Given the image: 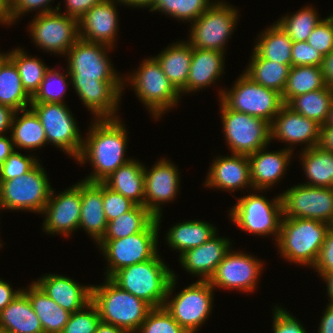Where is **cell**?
Here are the masks:
<instances>
[{"mask_svg":"<svg viewBox=\"0 0 333 333\" xmlns=\"http://www.w3.org/2000/svg\"><path fill=\"white\" fill-rule=\"evenodd\" d=\"M110 49L79 38L66 54L70 84L94 119L120 117L117 111L126 85L108 58Z\"/></svg>","mask_w":333,"mask_h":333,"instance_id":"obj_1","label":"cell"},{"mask_svg":"<svg viewBox=\"0 0 333 333\" xmlns=\"http://www.w3.org/2000/svg\"><path fill=\"white\" fill-rule=\"evenodd\" d=\"M88 129V135L83 140L76 161L80 164L89 161L93 167V171L83 179L84 181L102 182L131 160L125 155L128 133L125 124L119 118L93 119Z\"/></svg>","mask_w":333,"mask_h":333,"instance_id":"obj_2","label":"cell"},{"mask_svg":"<svg viewBox=\"0 0 333 333\" xmlns=\"http://www.w3.org/2000/svg\"><path fill=\"white\" fill-rule=\"evenodd\" d=\"M91 302L96 306L102 322L136 333L152 307L141 298L105 278L102 285H92Z\"/></svg>","mask_w":333,"mask_h":333,"instance_id":"obj_3","label":"cell"},{"mask_svg":"<svg viewBox=\"0 0 333 333\" xmlns=\"http://www.w3.org/2000/svg\"><path fill=\"white\" fill-rule=\"evenodd\" d=\"M172 277V269L168 268L157 253L152 259L118 270L110 279L152 308H160L164 307Z\"/></svg>","mask_w":333,"mask_h":333,"instance_id":"obj_4","label":"cell"},{"mask_svg":"<svg viewBox=\"0 0 333 333\" xmlns=\"http://www.w3.org/2000/svg\"><path fill=\"white\" fill-rule=\"evenodd\" d=\"M328 231L329 224L325 222L282 217L276 246L280 255L290 263L313 269Z\"/></svg>","mask_w":333,"mask_h":333,"instance_id":"obj_5","label":"cell"},{"mask_svg":"<svg viewBox=\"0 0 333 333\" xmlns=\"http://www.w3.org/2000/svg\"><path fill=\"white\" fill-rule=\"evenodd\" d=\"M128 76L124 77L123 83L130 82L129 86H133L136 96L147 107L153 119L161 118L166 111L178 104L182 96L154 57L144 59L137 71Z\"/></svg>","mask_w":333,"mask_h":333,"instance_id":"obj_6","label":"cell"},{"mask_svg":"<svg viewBox=\"0 0 333 333\" xmlns=\"http://www.w3.org/2000/svg\"><path fill=\"white\" fill-rule=\"evenodd\" d=\"M176 283L173 273L164 307L187 332L196 333L211 314L214 288L208 281L197 280L171 299Z\"/></svg>","mask_w":333,"mask_h":333,"instance_id":"obj_7","label":"cell"},{"mask_svg":"<svg viewBox=\"0 0 333 333\" xmlns=\"http://www.w3.org/2000/svg\"><path fill=\"white\" fill-rule=\"evenodd\" d=\"M159 227L155 218L142 232L116 240H99L96 245L108 262L106 278L124 267L152 259L158 253Z\"/></svg>","mask_w":333,"mask_h":333,"instance_id":"obj_8","label":"cell"},{"mask_svg":"<svg viewBox=\"0 0 333 333\" xmlns=\"http://www.w3.org/2000/svg\"><path fill=\"white\" fill-rule=\"evenodd\" d=\"M260 194L250 193L237 198L238 202L229 211L231 222L242 231L255 235L275 237L278 241L282 220L281 197L271 201Z\"/></svg>","mask_w":333,"mask_h":333,"instance_id":"obj_9","label":"cell"},{"mask_svg":"<svg viewBox=\"0 0 333 333\" xmlns=\"http://www.w3.org/2000/svg\"><path fill=\"white\" fill-rule=\"evenodd\" d=\"M230 90H220L219 99L231 110L272 123L284 105L279 92L253 81L244 72Z\"/></svg>","mask_w":333,"mask_h":333,"instance_id":"obj_10","label":"cell"},{"mask_svg":"<svg viewBox=\"0 0 333 333\" xmlns=\"http://www.w3.org/2000/svg\"><path fill=\"white\" fill-rule=\"evenodd\" d=\"M52 187L40 163L21 177L0 183V203L5 210L42 214Z\"/></svg>","mask_w":333,"mask_h":333,"instance_id":"obj_11","label":"cell"},{"mask_svg":"<svg viewBox=\"0 0 333 333\" xmlns=\"http://www.w3.org/2000/svg\"><path fill=\"white\" fill-rule=\"evenodd\" d=\"M219 102L225 141L232 154L249 156L270 144V123L246 113L233 111L221 100Z\"/></svg>","mask_w":333,"mask_h":333,"instance_id":"obj_12","label":"cell"},{"mask_svg":"<svg viewBox=\"0 0 333 333\" xmlns=\"http://www.w3.org/2000/svg\"><path fill=\"white\" fill-rule=\"evenodd\" d=\"M29 108L39 117L47 144L51 143L62 149L61 151L76 160L85 138L82 137L76 118H73L68 106L65 103L31 102Z\"/></svg>","mask_w":333,"mask_h":333,"instance_id":"obj_13","label":"cell"},{"mask_svg":"<svg viewBox=\"0 0 333 333\" xmlns=\"http://www.w3.org/2000/svg\"><path fill=\"white\" fill-rule=\"evenodd\" d=\"M238 18V10L234 6L222 0L216 1L190 24V39L187 42L193 48L225 53Z\"/></svg>","mask_w":333,"mask_h":333,"instance_id":"obj_14","label":"cell"},{"mask_svg":"<svg viewBox=\"0 0 333 333\" xmlns=\"http://www.w3.org/2000/svg\"><path fill=\"white\" fill-rule=\"evenodd\" d=\"M59 11L35 14L28 30L37 47L50 54L66 55L79 39V26L77 19Z\"/></svg>","mask_w":333,"mask_h":333,"instance_id":"obj_15","label":"cell"},{"mask_svg":"<svg viewBox=\"0 0 333 333\" xmlns=\"http://www.w3.org/2000/svg\"><path fill=\"white\" fill-rule=\"evenodd\" d=\"M283 217L330 223L333 219V188L293 185L282 194Z\"/></svg>","mask_w":333,"mask_h":333,"instance_id":"obj_16","label":"cell"},{"mask_svg":"<svg viewBox=\"0 0 333 333\" xmlns=\"http://www.w3.org/2000/svg\"><path fill=\"white\" fill-rule=\"evenodd\" d=\"M263 264L254 255L230 249L208 282L213 288L253 292L260 279Z\"/></svg>","mask_w":333,"mask_h":333,"instance_id":"obj_17","label":"cell"},{"mask_svg":"<svg viewBox=\"0 0 333 333\" xmlns=\"http://www.w3.org/2000/svg\"><path fill=\"white\" fill-rule=\"evenodd\" d=\"M51 190L49 200L42 212L45 215L43 232L50 235L71 236L79 229L81 215V181L56 195Z\"/></svg>","mask_w":333,"mask_h":333,"instance_id":"obj_18","label":"cell"},{"mask_svg":"<svg viewBox=\"0 0 333 333\" xmlns=\"http://www.w3.org/2000/svg\"><path fill=\"white\" fill-rule=\"evenodd\" d=\"M161 159L150 169L144 166V207L156 217L158 224H161V205L173 202L180 190L177 166L166 158Z\"/></svg>","mask_w":333,"mask_h":333,"instance_id":"obj_19","label":"cell"},{"mask_svg":"<svg viewBox=\"0 0 333 333\" xmlns=\"http://www.w3.org/2000/svg\"><path fill=\"white\" fill-rule=\"evenodd\" d=\"M321 125L293 111L284 104L270 124L271 140L288 143L287 149L293 145L304 143V149L319 145Z\"/></svg>","mask_w":333,"mask_h":333,"instance_id":"obj_20","label":"cell"},{"mask_svg":"<svg viewBox=\"0 0 333 333\" xmlns=\"http://www.w3.org/2000/svg\"><path fill=\"white\" fill-rule=\"evenodd\" d=\"M116 3L123 4L121 0H103L87 11L78 20L79 38L114 48L119 29Z\"/></svg>","mask_w":333,"mask_h":333,"instance_id":"obj_21","label":"cell"},{"mask_svg":"<svg viewBox=\"0 0 333 333\" xmlns=\"http://www.w3.org/2000/svg\"><path fill=\"white\" fill-rule=\"evenodd\" d=\"M209 168L205 187L223 189L231 193L245 187H251L253 190L247 155L216 156Z\"/></svg>","mask_w":333,"mask_h":333,"instance_id":"obj_22","label":"cell"},{"mask_svg":"<svg viewBox=\"0 0 333 333\" xmlns=\"http://www.w3.org/2000/svg\"><path fill=\"white\" fill-rule=\"evenodd\" d=\"M230 246L231 240L216 234L202 245L186 250L180 255L179 263L191 275H198L200 281H208L226 253L232 249Z\"/></svg>","mask_w":333,"mask_h":333,"instance_id":"obj_23","label":"cell"},{"mask_svg":"<svg viewBox=\"0 0 333 333\" xmlns=\"http://www.w3.org/2000/svg\"><path fill=\"white\" fill-rule=\"evenodd\" d=\"M267 146L248 156L250 179L254 191L271 189L283 178L290 165L292 152L287 148L268 152Z\"/></svg>","mask_w":333,"mask_h":333,"instance_id":"obj_24","label":"cell"},{"mask_svg":"<svg viewBox=\"0 0 333 333\" xmlns=\"http://www.w3.org/2000/svg\"><path fill=\"white\" fill-rule=\"evenodd\" d=\"M35 282L52 300L70 313L83 309L91 302L92 284L80 285L69 277L51 273H46Z\"/></svg>","mask_w":333,"mask_h":333,"instance_id":"obj_25","label":"cell"},{"mask_svg":"<svg viewBox=\"0 0 333 333\" xmlns=\"http://www.w3.org/2000/svg\"><path fill=\"white\" fill-rule=\"evenodd\" d=\"M103 208V183L81 180V215L79 229H83L96 243L107 227Z\"/></svg>","mask_w":333,"mask_h":333,"instance_id":"obj_26","label":"cell"},{"mask_svg":"<svg viewBox=\"0 0 333 333\" xmlns=\"http://www.w3.org/2000/svg\"><path fill=\"white\" fill-rule=\"evenodd\" d=\"M226 53L213 49L192 47V59L186 83V92L200 91L215 82L224 73Z\"/></svg>","mask_w":333,"mask_h":333,"instance_id":"obj_27","label":"cell"},{"mask_svg":"<svg viewBox=\"0 0 333 333\" xmlns=\"http://www.w3.org/2000/svg\"><path fill=\"white\" fill-rule=\"evenodd\" d=\"M0 329L2 333H44L23 290L0 312Z\"/></svg>","mask_w":333,"mask_h":333,"instance_id":"obj_28","label":"cell"},{"mask_svg":"<svg viewBox=\"0 0 333 333\" xmlns=\"http://www.w3.org/2000/svg\"><path fill=\"white\" fill-rule=\"evenodd\" d=\"M153 57L180 95L185 94L192 59V46L188 42L180 40L168 45L160 54Z\"/></svg>","mask_w":333,"mask_h":333,"instance_id":"obj_29","label":"cell"},{"mask_svg":"<svg viewBox=\"0 0 333 333\" xmlns=\"http://www.w3.org/2000/svg\"><path fill=\"white\" fill-rule=\"evenodd\" d=\"M102 183L112 191L144 206V165L135 159L120 166Z\"/></svg>","mask_w":333,"mask_h":333,"instance_id":"obj_30","label":"cell"},{"mask_svg":"<svg viewBox=\"0 0 333 333\" xmlns=\"http://www.w3.org/2000/svg\"><path fill=\"white\" fill-rule=\"evenodd\" d=\"M22 290L27 294L44 333H61L71 313L52 300L35 281Z\"/></svg>","mask_w":333,"mask_h":333,"instance_id":"obj_31","label":"cell"},{"mask_svg":"<svg viewBox=\"0 0 333 333\" xmlns=\"http://www.w3.org/2000/svg\"><path fill=\"white\" fill-rule=\"evenodd\" d=\"M21 113L23 114L19 116ZM9 133H11L15 149L17 147L33 151L47 144L44 128L39 117L31 108L14 112Z\"/></svg>","mask_w":333,"mask_h":333,"instance_id":"obj_32","label":"cell"},{"mask_svg":"<svg viewBox=\"0 0 333 333\" xmlns=\"http://www.w3.org/2000/svg\"><path fill=\"white\" fill-rule=\"evenodd\" d=\"M218 233L215 226L201 220H187L174 224L166 233L167 245L178 250L180 255L186 250L198 247Z\"/></svg>","mask_w":333,"mask_h":333,"instance_id":"obj_33","label":"cell"},{"mask_svg":"<svg viewBox=\"0 0 333 333\" xmlns=\"http://www.w3.org/2000/svg\"><path fill=\"white\" fill-rule=\"evenodd\" d=\"M250 58V63L243 72L256 83L282 95L292 65L264 59L254 49Z\"/></svg>","mask_w":333,"mask_h":333,"instance_id":"obj_34","label":"cell"},{"mask_svg":"<svg viewBox=\"0 0 333 333\" xmlns=\"http://www.w3.org/2000/svg\"><path fill=\"white\" fill-rule=\"evenodd\" d=\"M301 165L308 177V186L333 188V153L319 146L301 149ZM302 157V158H301Z\"/></svg>","mask_w":333,"mask_h":333,"instance_id":"obj_35","label":"cell"},{"mask_svg":"<svg viewBox=\"0 0 333 333\" xmlns=\"http://www.w3.org/2000/svg\"><path fill=\"white\" fill-rule=\"evenodd\" d=\"M253 49L264 59L292 65L291 50L293 41L277 23H273L258 36Z\"/></svg>","mask_w":333,"mask_h":333,"instance_id":"obj_36","label":"cell"},{"mask_svg":"<svg viewBox=\"0 0 333 333\" xmlns=\"http://www.w3.org/2000/svg\"><path fill=\"white\" fill-rule=\"evenodd\" d=\"M0 104L14 111L27 109L31 104V97L24 90L17 67L10 58L0 68Z\"/></svg>","mask_w":333,"mask_h":333,"instance_id":"obj_37","label":"cell"},{"mask_svg":"<svg viewBox=\"0 0 333 333\" xmlns=\"http://www.w3.org/2000/svg\"><path fill=\"white\" fill-rule=\"evenodd\" d=\"M332 101L333 89L326 85L322 89L293 97L286 105L302 116L323 125L328 118Z\"/></svg>","mask_w":333,"mask_h":333,"instance_id":"obj_38","label":"cell"},{"mask_svg":"<svg viewBox=\"0 0 333 333\" xmlns=\"http://www.w3.org/2000/svg\"><path fill=\"white\" fill-rule=\"evenodd\" d=\"M322 66H292L282 93V100L287 104L293 97L326 86Z\"/></svg>","mask_w":333,"mask_h":333,"instance_id":"obj_39","label":"cell"},{"mask_svg":"<svg viewBox=\"0 0 333 333\" xmlns=\"http://www.w3.org/2000/svg\"><path fill=\"white\" fill-rule=\"evenodd\" d=\"M155 218L146 207L135 205L130 211L109 221L100 240H116L142 232Z\"/></svg>","mask_w":333,"mask_h":333,"instance_id":"obj_40","label":"cell"},{"mask_svg":"<svg viewBox=\"0 0 333 333\" xmlns=\"http://www.w3.org/2000/svg\"><path fill=\"white\" fill-rule=\"evenodd\" d=\"M8 57L15 63L24 90L32 98L39 90L40 84L49 67L38 57L27 55L24 49L12 48Z\"/></svg>","mask_w":333,"mask_h":333,"instance_id":"obj_41","label":"cell"},{"mask_svg":"<svg viewBox=\"0 0 333 333\" xmlns=\"http://www.w3.org/2000/svg\"><path fill=\"white\" fill-rule=\"evenodd\" d=\"M321 20L318 11L316 12V9L309 5L291 15L286 14L276 23L287 32L293 42H300L307 41L313 29Z\"/></svg>","mask_w":333,"mask_h":333,"instance_id":"obj_42","label":"cell"},{"mask_svg":"<svg viewBox=\"0 0 333 333\" xmlns=\"http://www.w3.org/2000/svg\"><path fill=\"white\" fill-rule=\"evenodd\" d=\"M215 2L213 0H155L149 10L162 12L180 21L192 23Z\"/></svg>","mask_w":333,"mask_h":333,"instance_id":"obj_43","label":"cell"},{"mask_svg":"<svg viewBox=\"0 0 333 333\" xmlns=\"http://www.w3.org/2000/svg\"><path fill=\"white\" fill-rule=\"evenodd\" d=\"M67 74L60 73L56 69L48 68L44 78L40 84L39 90L31 98V102H55V103H65L64 96L66 88L71 81L68 80L70 77L69 72Z\"/></svg>","mask_w":333,"mask_h":333,"instance_id":"obj_44","label":"cell"},{"mask_svg":"<svg viewBox=\"0 0 333 333\" xmlns=\"http://www.w3.org/2000/svg\"><path fill=\"white\" fill-rule=\"evenodd\" d=\"M136 333H189L166 310L152 308Z\"/></svg>","mask_w":333,"mask_h":333,"instance_id":"obj_45","label":"cell"},{"mask_svg":"<svg viewBox=\"0 0 333 333\" xmlns=\"http://www.w3.org/2000/svg\"><path fill=\"white\" fill-rule=\"evenodd\" d=\"M100 322L98 310L90 302L83 309L71 313L61 333H95Z\"/></svg>","mask_w":333,"mask_h":333,"instance_id":"obj_46","label":"cell"},{"mask_svg":"<svg viewBox=\"0 0 333 333\" xmlns=\"http://www.w3.org/2000/svg\"><path fill=\"white\" fill-rule=\"evenodd\" d=\"M51 1L54 0H10L8 10L0 24L11 25L16 20H20L21 15H25L30 11H37V14L51 13L58 11L60 7L57 5L55 9L51 7ZM50 3V4H49Z\"/></svg>","mask_w":333,"mask_h":333,"instance_id":"obj_47","label":"cell"},{"mask_svg":"<svg viewBox=\"0 0 333 333\" xmlns=\"http://www.w3.org/2000/svg\"><path fill=\"white\" fill-rule=\"evenodd\" d=\"M39 163L33 155H24L15 150L0 166V183L21 177L32 170Z\"/></svg>","mask_w":333,"mask_h":333,"instance_id":"obj_48","label":"cell"},{"mask_svg":"<svg viewBox=\"0 0 333 333\" xmlns=\"http://www.w3.org/2000/svg\"><path fill=\"white\" fill-rule=\"evenodd\" d=\"M306 42L324 57L328 55L333 50V18L328 16L326 19H322Z\"/></svg>","mask_w":333,"mask_h":333,"instance_id":"obj_49","label":"cell"},{"mask_svg":"<svg viewBox=\"0 0 333 333\" xmlns=\"http://www.w3.org/2000/svg\"><path fill=\"white\" fill-rule=\"evenodd\" d=\"M136 204L103 184V208L107 221H112L130 211Z\"/></svg>","mask_w":333,"mask_h":333,"instance_id":"obj_50","label":"cell"},{"mask_svg":"<svg viewBox=\"0 0 333 333\" xmlns=\"http://www.w3.org/2000/svg\"><path fill=\"white\" fill-rule=\"evenodd\" d=\"M292 66H322L324 56L306 41L293 42Z\"/></svg>","mask_w":333,"mask_h":333,"instance_id":"obj_51","label":"cell"},{"mask_svg":"<svg viewBox=\"0 0 333 333\" xmlns=\"http://www.w3.org/2000/svg\"><path fill=\"white\" fill-rule=\"evenodd\" d=\"M301 322L286 309L274 306L273 332L274 333H307Z\"/></svg>","mask_w":333,"mask_h":333,"instance_id":"obj_52","label":"cell"},{"mask_svg":"<svg viewBox=\"0 0 333 333\" xmlns=\"http://www.w3.org/2000/svg\"><path fill=\"white\" fill-rule=\"evenodd\" d=\"M319 277L325 273L333 272V232L328 231L322 244L318 259L313 266Z\"/></svg>","mask_w":333,"mask_h":333,"instance_id":"obj_53","label":"cell"},{"mask_svg":"<svg viewBox=\"0 0 333 333\" xmlns=\"http://www.w3.org/2000/svg\"><path fill=\"white\" fill-rule=\"evenodd\" d=\"M103 0H65L66 14L74 19L79 20L94 5Z\"/></svg>","mask_w":333,"mask_h":333,"instance_id":"obj_54","label":"cell"},{"mask_svg":"<svg viewBox=\"0 0 333 333\" xmlns=\"http://www.w3.org/2000/svg\"><path fill=\"white\" fill-rule=\"evenodd\" d=\"M22 290H13L9 282L0 279V312L20 293Z\"/></svg>","mask_w":333,"mask_h":333,"instance_id":"obj_55","label":"cell"},{"mask_svg":"<svg viewBox=\"0 0 333 333\" xmlns=\"http://www.w3.org/2000/svg\"><path fill=\"white\" fill-rule=\"evenodd\" d=\"M318 146L324 151L333 153V126L321 125Z\"/></svg>","mask_w":333,"mask_h":333,"instance_id":"obj_56","label":"cell"},{"mask_svg":"<svg viewBox=\"0 0 333 333\" xmlns=\"http://www.w3.org/2000/svg\"><path fill=\"white\" fill-rule=\"evenodd\" d=\"M14 112L11 108L0 104V136L8 132L7 130H11Z\"/></svg>","mask_w":333,"mask_h":333,"instance_id":"obj_57","label":"cell"},{"mask_svg":"<svg viewBox=\"0 0 333 333\" xmlns=\"http://www.w3.org/2000/svg\"><path fill=\"white\" fill-rule=\"evenodd\" d=\"M326 306L317 333H333V306Z\"/></svg>","mask_w":333,"mask_h":333,"instance_id":"obj_58","label":"cell"},{"mask_svg":"<svg viewBox=\"0 0 333 333\" xmlns=\"http://www.w3.org/2000/svg\"><path fill=\"white\" fill-rule=\"evenodd\" d=\"M0 136V166L15 151L12 137Z\"/></svg>","mask_w":333,"mask_h":333,"instance_id":"obj_59","label":"cell"},{"mask_svg":"<svg viewBox=\"0 0 333 333\" xmlns=\"http://www.w3.org/2000/svg\"><path fill=\"white\" fill-rule=\"evenodd\" d=\"M322 70L326 84L333 89V50L324 57Z\"/></svg>","mask_w":333,"mask_h":333,"instance_id":"obj_60","label":"cell"},{"mask_svg":"<svg viewBox=\"0 0 333 333\" xmlns=\"http://www.w3.org/2000/svg\"><path fill=\"white\" fill-rule=\"evenodd\" d=\"M95 333H127V332L122 328L101 321L97 326Z\"/></svg>","mask_w":333,"mask_h":333,"instance_id":"obj_61","label":"cell"},{"mask_svg":"<svg viewBox=\"0 0 333 333\" xmlns=\"http://www.w3.org/2000/svg\"><path fill=\"white\" fill-rule=\"evenodd\" d=\"M123 5H128L133 7V8H151L152 5L154 4L155 0H121Z\"/></svg>","mask_w":333,"mask_h":333,"instance_id":"obj_62","label":"cell"},{"mask_svg":"<svg viewBox=\"0 0 333 333\" xmlns=\"http://www.w3.org/2000/svg\"><path fill=\"white\" fill-rule=\"evenodd\" d=\"M323 281H325V283L327 284V295H328V299H329V305L333 306V272H329V273H325L322 276Z\"/></svg>","mask_w":333,"mask_h":333,"instance_id":"obj_63","label":"cell"},{"mask_svg":"<svg viewBox=\"0 0 333 333\" xmlns=\"http://www.w3.org/2000/svg\"><path fill=\"white\" fill-rule=\"evenodd\" d=\"M10 4V0H0V21L4 18L8 7Z\"/></svg>","mask_w":333,"mask_h":333,"instance_id":"obj_64","label":"cell"},{"mask_svg":"<svg viewBox=\"0 0 333 333\" xmlns=\"http://www.w3.org/2000/svg\"><path fill=\"white\" fill-rule=\"evenodd\" d=\"M325 125L333 126V101L331 103V107H330V110H329V113H328V118L326 120Z\"/></svg>","mask_w":333,"mask_h":333,"instance_id":"obj_65","label":"cell"},{"mask_svg":"<svg viewBox=\"0 0 333 333\" xmlns=\"http://www.w3.org/2000/svg\"><path fill=\"white\" fill-rule=\"evenodd\" d=\"M8 51L7 53H0V68L2 64L8 59Z\"/></svg>","mask_w":333,"mask_h":333,"instance_id":"obj_66","label":"cell"},{"mask_svg":"<svg viewBox=\"0 0 333 333\" xmlns=\"http://www.w3.org/2000/svg\"><path fill=\"white\" fill-rule=\"evenodd\" d=\"M329 230L333 232V219L329 223Z\"/></svg>","mask_w":333,"mask_h":333,"instance_id":"obj_67","label":"cell"},{"mask_svg":"<svg viewBox=\"0 0 333 333\" xmlns=\"http://www.w3.org/2000/svg\"><path fill=\"white\" fill-rule=\"evenodd\" d=\"M1 209H3V208H2V205H1V203H0V211H1ZM1 246H3L2 243H0V247H1Z\"/></svg>","mask_w":333,"mask_h":333,"instance_id":"obj_68","label":"cell"}]
</instances>
